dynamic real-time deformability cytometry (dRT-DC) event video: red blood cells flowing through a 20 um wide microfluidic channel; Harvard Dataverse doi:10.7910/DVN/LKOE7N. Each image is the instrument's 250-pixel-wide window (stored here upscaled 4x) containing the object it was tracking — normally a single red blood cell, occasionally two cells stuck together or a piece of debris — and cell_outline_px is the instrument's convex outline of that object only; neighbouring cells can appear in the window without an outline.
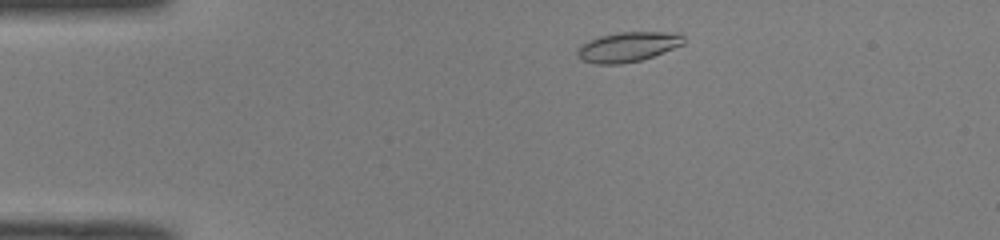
{"species": "common noctule bat (a hibernating species)", "species_latin": "Nyctalus noctula", "temperature_condition": "room temperature", "stored_images_in_passage": 43, "camera_frame_rate_fps": 3000, "um_per_image_px": 0.085, "animal": {"sex": "male", "body_mass_g": 19.0, "forearm_length_mm": 50.8}, "frame": {"image": 1, "passage_image": 3, "time_ms": 0.667, "image_size_px": [1000, 240], "cell_outline_px": [[684, 44], [652, 56], [640, 60], [620, 64], [596, 64], [580, 60], [576, 52], [584, 44], [600, 36], [620, 32], [680, 32], [684, 36]], "centroid_in_image_um": [53.41, 3.98], "position_along_channel_um": 31.6, "area_um2": 18.26}}
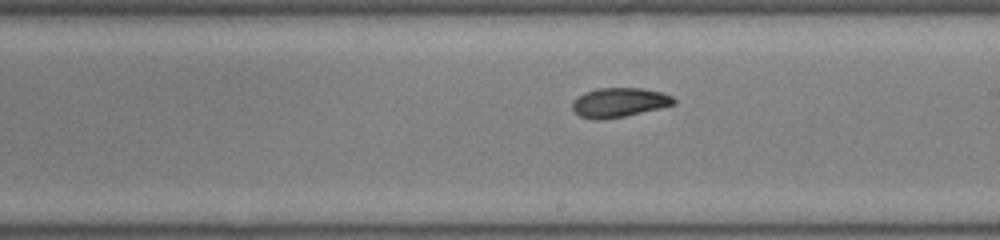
{"frame": {"image": 2, "passage_image": 22, "time_ms": 7.0, "image_size_px": [1000, 240], "cell_outline_px": [[676, 104], [660, 108], [624, 116], [600, 120], [596, 120], [580, 116], [572, 108], [572, 104], [584, 92], [596, 88], [640, 88], [660, 92], [672, 96], [676, 100]], "centroid_in_image_um": [52.65, 8.71], "position_along_channel_um": 236.4, "area_um2": 17.17}}
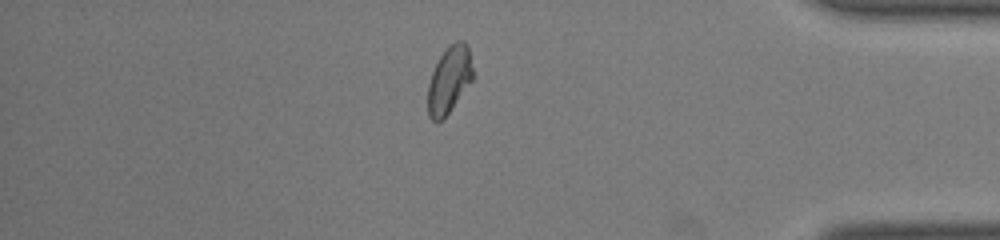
{"frame": {"image": 3, "passage_image": 36, "time_ms": 11.667, "image_size_px": [1000, 240], "cell_outline_px": [[472, 80], [448, 112], [436, 124], [428, 116], [428, 84], [432, 72], [440, 56], [448, 44], [456, 40], [464, 40], [468, 44], [472, 68]], "centroid_in_image_um": [38.17, 6.73], "position_along_channel_um": 397.0, "area_um2": 17.4}, "authors_computed_cell_mechanics": {"area_um2": 17.8024, "velocity_mm_per_s": 4.0742, "shape_relaxation_time_tau1_ms": 8.6815, "shape_relaxation_time_tau2_ms": 1.6274, "deformation_change_tau1": 0.2189, "deformation_change_tau2": 0.0604}}